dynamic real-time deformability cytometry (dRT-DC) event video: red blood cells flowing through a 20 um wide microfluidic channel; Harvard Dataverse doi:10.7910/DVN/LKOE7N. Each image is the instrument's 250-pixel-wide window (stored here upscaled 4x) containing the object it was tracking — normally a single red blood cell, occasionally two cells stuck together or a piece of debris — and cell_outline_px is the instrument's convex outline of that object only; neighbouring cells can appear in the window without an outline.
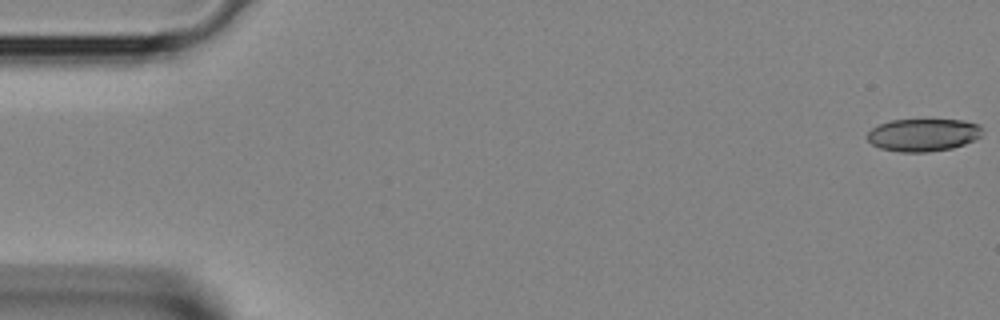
{"species": "Egyptian fruit bat (a non-hibernating species)", "species_latin": "Rousettus aegyptiacus", "temperature_condition": "room temperature", "stored_images_in_passage": 40, "camera_frame_rate_fps": 3000, "um_per_image_px": 0.085, "animal": {"sex": "female"}, "frame": {"image": 1, "passage_image": 1, "time_ms": 0.0, "image_size_px": [1000, 320], "cell_outline_px": [[980, 136], [976, 140], [952, 148], [928, 152], [900, 152], [880, 148], [872, 144], [864, 136], [872, 128], [880, 124], [892, 120], [964, 120], [980, 124]], "centroid_in_image_um": [78.45, 11.47], "position_along_channel_um": 6.5, "area_um2": 21.91}}
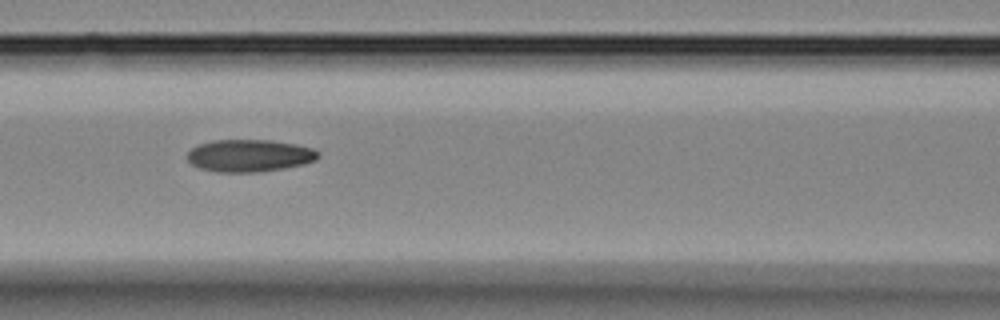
{"frame": {"image": 2, "passage_image": 17, "time_ms": 5.333, "image_size_px": [1000, 320], "cell_outline_px": [[320, 156], [316, 160], [304, 164], [284, 168], [256, 172], [216, 172], [200, 168], [192, 164], [188, 160], [188, 152], [192, 148], [200, 144], [212, 140], [272, 140], [296, 144], [312, 148], [320, 152]], "centroid_in_image_um": [21.23, 13.22], "position_along_channel_um": 145.4, "area_um2": 24.68}}
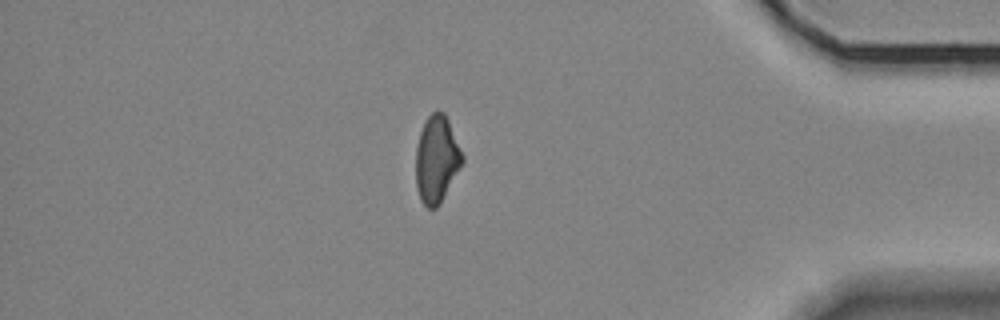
{"frame": {"image": 3, "passage_image": 34, "time_ms": 11.0, "image_size_px": [1000, 320], "cell_outline_px": [[464, 160], [460, 168], [440, 204], [436, 208], [428, 208], [420, 200], [416, 188], [416, 148], [420, 132], [424, 120], [436, 108], [444, 112], [448, 120], [464, 156]], "centroid_in_image_um": [37.11, 13.52], "position_along_channel_um": 398.1, "area_um2": 23.76}}